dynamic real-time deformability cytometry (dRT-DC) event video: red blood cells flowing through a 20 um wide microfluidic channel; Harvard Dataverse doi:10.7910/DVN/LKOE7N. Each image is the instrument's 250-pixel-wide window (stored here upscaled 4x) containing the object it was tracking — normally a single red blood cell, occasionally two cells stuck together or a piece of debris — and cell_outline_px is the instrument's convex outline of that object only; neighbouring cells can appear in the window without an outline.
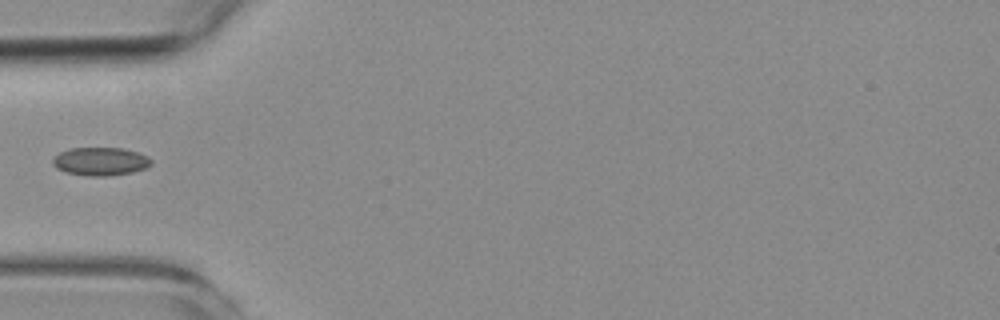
{"species": "common noctule bat (a hibernating species)", "species_latin": "Nyctalus noctula", "temperature_condition": "room temperature", "stored_images_in_passage": 2, "camera_frame_rate_fps": 3000, "um_per_image_px": 0.085, "animal": {"sex": "female", "body_mass_g": 19.3, "forearm_length_mm": 54.1}, "frame": {"image": 1, "passage_image": 2, "time_ms": 1.0, "image_size_px": [1000, 320], "cell_outline_px": [[152, 164], [144, 168], [132, 172], [104, 176], [92, 176], [64, 172], [56, 168], [52, 164], [52, 160], [60, 152], [68, 148], [124, 148], [148, 156], [152, 160]], "centroid_in_image_um": [8.52, 13.71], "position_along_channel_um": 76.5, "area_um2": 16.13}}